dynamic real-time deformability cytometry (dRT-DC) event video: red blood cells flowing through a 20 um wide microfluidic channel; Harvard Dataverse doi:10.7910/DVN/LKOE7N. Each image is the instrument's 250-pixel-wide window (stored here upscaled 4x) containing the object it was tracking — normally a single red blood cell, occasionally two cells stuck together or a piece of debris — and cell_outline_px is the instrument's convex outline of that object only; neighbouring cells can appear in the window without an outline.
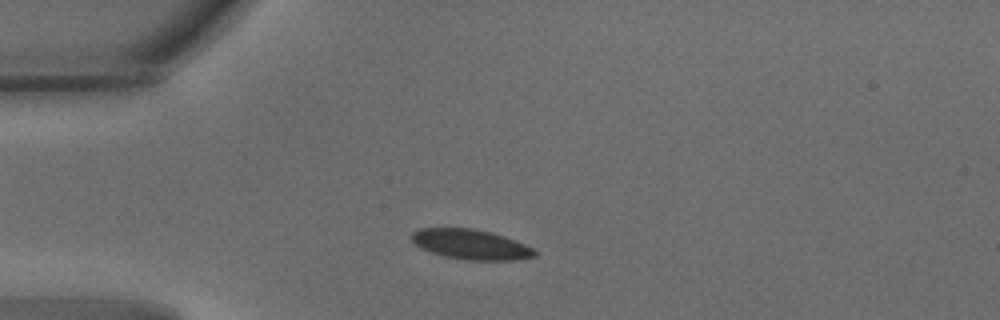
{"species": "common noctule bat (a hibernating species)", "species_latin": "Nyctalus noctula", "temperature_condition": "warm", "stored_images_in_passage": 43, "camera_frame_rate_fps": 3000, "um_per_image_px": 0.085, "animal": {"sex": "male", "body_mass_g": 15.6}, "frame": {"image": 1, "passage_image": 8, "time_ms": 2.333, "image_size_px": [1000, 320], "cell_outline_px": [[536, 256], [516, 260], [468, 260], [444, 256], [420, 248], [412, 240], [412, 232], [416, 228], [472, 228], [492, 232], [504, 236], [524, 244], [532, 248], [536, 252]], "centroid_in_image_um": [40.01, 20.77], "position_along_channel_um": 45.0, "area_um2": 21.44}}
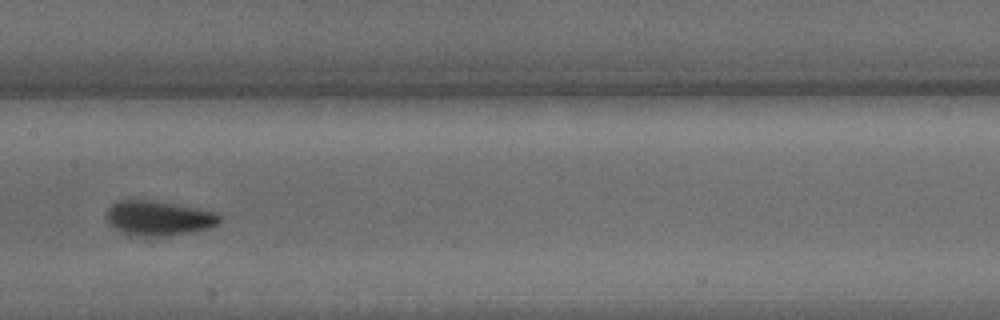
{"frame": {"image": 2, "passage_image": 22, "time_ms": 7.0, "image_size_px": [1000, 320], "cell_outline_px": [[220, 220], [216, 224], [208, 228], [192, 232], [168, 236], [124, 236], [104, 216], [108, 208], [112, 204], [120, 200], [152, 200], [196, 208], [216, 212], [220, 216]], "centroid_in_image_um": [13.44, 18.56], "position_along_channel_um": 194.0, "area_um2": 22.95}}
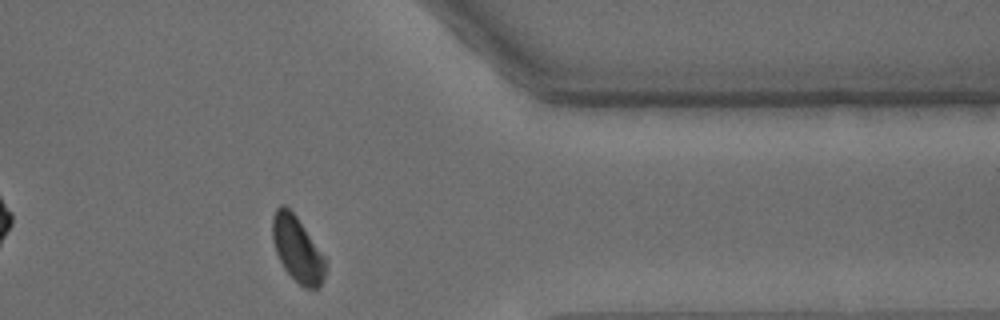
{"frame": {"image": 3, "passage_image": 39, "time_ms": 12.667, "image_size_px": [1000, 320], "cell_outline_px": [[324, 276], [320, 284], [316, 288], [304, 288], [284, 268], [276, 252], [272, 236], [272, 216], [276, 208], [280, 204], [284, 204], [296, 216], [324, 256]], "centroid_in_image_um": [25.23, 21.14], "position_along_channel_um": 386.2, "area_um2": 19.65}, "authors_computed_cell_mechanics": {"area_um2": 21.7328, "velocity_mm_per_s": 3.6236, "shape_relaxation_time_tau1_ms": 2.2153, "shape_relaxation_time_tau2_ms": null, "deformation_change_tau1": 0.0997, "deformation_change_tau2": null}}